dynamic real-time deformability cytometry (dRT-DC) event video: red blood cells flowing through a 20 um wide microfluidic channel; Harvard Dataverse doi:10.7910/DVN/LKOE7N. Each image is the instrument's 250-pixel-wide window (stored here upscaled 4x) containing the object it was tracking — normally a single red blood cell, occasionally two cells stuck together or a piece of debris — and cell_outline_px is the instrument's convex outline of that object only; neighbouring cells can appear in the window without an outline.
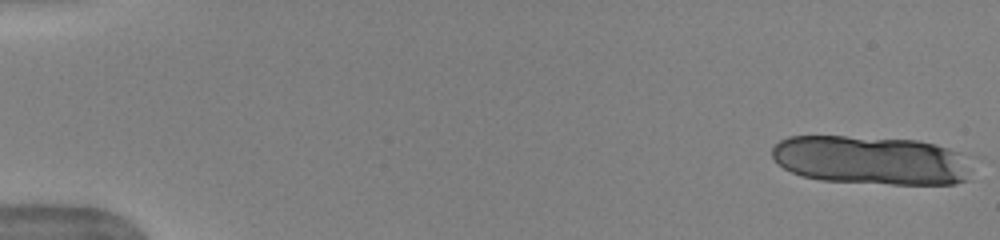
{"species": "human", "species_latin": "Homo sapiens", "temperature_condition": "warm", "stored_images_in_passage": 15, "camera_frame_rate_fps": 3000, "um_per_image_px": 0.085, "donor": {"sex": "female"}, "frame": {"image": 1, "passage_image": 1, "time_ms": 0.0, "image_size_px": [1000, 240], "cell_outline_px": [[968, 180], [956, 184], [892, 184], [820, 180], [800, 176], [784, 168], [772, 156], [772, 148], [780, 140], [788, 136], [844, 136], [916, 140], [936, 144], [960, 152]], "centroid_in_image_um": [73.95, 13.61], "position_along_channel_um": 11.0, "area_um2": 56.3}}